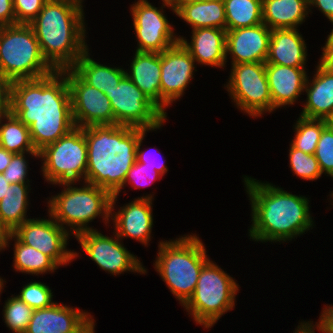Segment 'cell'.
Returning a JSON list of instances; mask_svg holds the SVG:
<instances>
[{
  "label": "cell",
  "mask_w": 333,
  "mask_h": 333,
  "mask_svg": "<svg viewBox=\"0 0 333 333\" xmlns=\"http://www.w3.org/2000/svg\"><path fill=\"white\" fill-rule=\"evenodd\" d=\"M9 111L29 127L36 151L69 133L75 124L67 69L10 83Z\"/></svg>",
  "instance_id": "1"
},
{
  "label": "cell",
  "mask_w": 333,
  "mask_h": 333,
  "mask_svg": "<svg viewBox=\"0 0 333 333\" xmlns=\"http://www.w3.org/2000/svg\"><path fill=\"white\" fill-rule=\"evenodd\" d=\"M243 180L252 210L250 239L286 242L313 227L308 198L246 175Z\"/></svg>",
  "instance_id": "2"
},
{
  "label": "cell",
  "mask_w": 333,
  "mask_h": 333,
  "mask_svg": "<svg viewBox=\"0 0 333 333\" xmlns=\"http://www.w3.org/2000/svg\"><path fill=\"white\" fill-rule=\"evenodd\" d=\"M82 0H48L29 23L55 70L71 68L88 49Z\"/></svg>",
  "instance_id": "3"
},
{
  "label": "cell",
  "mask_w": 333,
  "mask_h": 333,
  "mask_svg": "<svg viewBox=\"0 0 333 333\" xmlns=\"http://www.w3.org/2000/svg\"><path fill=\"white\" fill-rule=\"evenodd\" d=\"M83 131L88 150L85 182L113 195L136 162L137 143L145 129L114 124L83 127Z\"/></svg>",
  "instance_id": "4"
},
{
  "label": "cell",
  "mask_w": 333,
  "mask_h": 333,
  "mask_svg": "<svg viewBox=\"0 0 333 333\" xmlns=\"http://www.w3.org/2000/svg\"><path fill=\"white\" fill-rule=\"evenodd\" d=\"M159 243L154 268L183 306L193 295L200 271L210 258L196 234Z\"/></svg>",
  "instance_id": "5"
},
{
  "label": "cell",
  "mask_w": 333,
  "mask_h": 333,
  "mask_svg": "<svg viewBox=\"0 0 333 333\" xmlns=\"http://www.w3.org/2000/svg\"><path fill=\"white\" fill-rule=\"evenodd\" d=\"M84 183L81 188L75 187L74 183H61L59 186H65L63 191L48 200V213L66 230L69 226L74 236L84 231L97 230L87 225L98 216H103L105 224L110 221L113 195L96 185Z\"/></svg>",
  "instance_id": "6"
},
{
  "label": "cell",
  "mask_w": 333,
  "mask_h": 333,
  "mask_svg": "<svg viewBox=\"0 0 333 333\" xmlns=\"http://www.w3.org/2000/svg\"><path fill=\"white\" fill-rule=\"evenodd\" d=\"M54 71L29 24L0 27V76L6 81L38 79Z\"/></svg>",
  "instance_id": "7"
},
{
  "label": "cell",
  "mask_w": 333,
  "mask_h": 333,
  "mask_svg": "<svg viewBox=\"0 0 333 333\" xmlns=\"http://www.w3.org/2000/svg\"><path fill=\"white\" fill-rule=\"evenodd\" d=\"M238 291L234 278L209 260L200 271L193 295L183 307L197 325L209 329L223 314L233 310Z\"/></svg>",
  "instance_id": "8"
},
{
  "label": "cell",
  "mask_w": 333,
  "mask_h": 333,
  "mask_svg": "<svg viewBox=\"0 0 333 333\" xmlns=\"http://www.w3.org/2000/svg\"><path fill=\"white\" fill-rule=\"evenodd\" d=\"M39 158L44 161L41 171L45 181L53 185L85 182L88 150L83 127H75L45 146L39 151Z\"/></svg>",
  "instance_id": "9"
},
{
  "label": "cell",
  "mask_w": 333,
  "mask_h": 333,
  "mask_svg": "<svg viewBox=\"0 0 333 333\" xmlns=\"http://www.w3.org/2000/svg\"><path fill=\"white\" fill-rule=\"evenodd\" d=\"M227 91L236 106L251 117L272 112V97L262 62L239 63L231 66Z\"/></svg>",
  "instance_id": "10"
},
{
  "label": "cell",
  "mask_w": 333,
  "mask_h": 333,
  "mask_svg": "<svg viewBox=\"0 0 333 333\" xmlns=\"http://www.w3.org/2000/svg\"><path fill=\"white\" fill-rule=\"evenodd\" d=\"M106 95L111 102L114 124L152 131L160 129L167 120V115L126 75Z\"/></svg>",
  "instance_id": "11"
},
{
  "label": "cell",
  "mask_w": 333,
  "mask_h": 333,
  "mask_svg": "<svg viewBox=\"0 0 333 333\" xmlns=\"http://www.w3.org/2000/svg\"><path fill=\"white\" fill-rule=\"evenodd\" d=\"M112 238L97 230H88L75 236L83 251L102 270L119 275L126 271L146 274L147 270L134 254H131L115 234Z\"/></svg>",
  "instance_id": "12"
},
{
  "label": "cell",
  "mask_w": 333,
  "mask_h": 333,
  "mask_svg": "<svg viewBox=\"0 0 333 333\" xmlns=\"http://www.w3.org/2000/svg\"><path fill=\"white\" fill-rule=\"evenodd\" d=\"M50 219L30 218L12 233L24 244L49 256L58 266L71 263L79 257L74 250L66 249L70 235L50 214ZM73 259V260H72Z\"/></svg>",
  "instance_id": "13"
},
{
  "label": "cell",
  "mask_w": 333,
  "mask_h": 333,
  "mask_svg": "<svg viewBox=\"0 0 333 333\" xmlns=\"http://www.w3.org/2000/svg\"><path fill=\"white\" fill-rule=\"evenodd\" d=\"M165 6L158 9L148 0H138L131 5L135 37L138 40L136 51L162 53L179 42L180 37L176 36L175 29L164 14Z\"/></svg>",
  "instance_id": "14"
},
{
  "label": "cell",
  "mask_w": 333,
  "mask_h": 333,
  "mask_svg": "<svg viewBox=\"0 0 333 333\" xmlns=\"http://www.w3.org/2000/svg\"><path fill=\"white\" fill-rule=\"evenodd\" d=\"M67 82L76 127L114 125L111 102L105 93L86 84L71 68H67Z\"/></svg>",
  "instance_id": "15"
},
{
  "label": "cell",
  "mask_w": 333,
  "mask_h": 333,
  "mask_svg": "<svg viewBox=\"0 0 333 333\" xmlns=\"http://www.w3.org/2000/svg\"><path fill=\"white\" fill-rule=\"evenodd\" d=\"M195 60L188 50L178 43L161 53V111L183 96L193 78Z\"/></svg>",
  "instance_id": "16"
},
{
  "label": "cell",
  "mask_w": 333,
  "mask_h": 333,
  "mask_svg": "<svg viewBox=\"0 0 333 333\" xmlns=\"http://www.w3.org/2000/svg\"><path fill=\"white\" fill-rule=\"evenodd\" d=\"M116 201L117 195H113L110 214V219L115 224L113 234H116L121 240L124 237H130L138 240L144 246L148 245L153 227V196L149 194L135 198L130 203L120 207V210L114 214Z\"/></svg>",
  "instance_id": "17"
},
{
  "label": "cell",
  "mask_w": 333,
  "mask_h": 333,
  "mask_svg": "<svg viewBox=\"0 0 333 333\" xmlns=\"http://www.w3.org/2000/svg\"><path fill=\"white\" fill-rule=\"evenodd\" d=\"M271 31L264 23L251 27L226 30V56L231 65L266 62Z\"/></svg>",
  "instance_id": "18"
},
{
  "label": "cell",
  "mask_w": 333,
  "mask_h": 333,
  "mask_svg": "<svg viewBox=\"0 0 333 333\" xmlns=\"http://www.w3.org/2000/svg\"><path fill=\"white\" fill-rule=\"evenodd\" d=\"M92 318L81 309L55 302L50 307L33 310L24 333H77Z\"/></svg>",
  "instance_id": "19"
},
{
  "label": "cell",
  "mask_w": 333,
  "mask_h": 333,
  "mask_svg": "<svg viewBox=\"0 0 333 333\" xmlns=\"http://www.w3.org/2000/svg\"><path fill=\"white\" fill-rule=\"evenodd\" d=\"M266 76L272 97V111L293 105L304 92L307 82L305 68L266 64Z\"/></svg>",
  "instance_id": "20"
},
{
  "label": "cell",
  "mask_w": 333,
  "mask_h": 333,
  "mask_svg": "<svg viewBox=\"0 0 333 333\" xmlns=\"http://www.w3.org/2000/svg\"><path fill=\"white\" fill-rule=\"evenodd\" d=\"M191 42L180 37L181 44L188 50L198 64L218 68L225 67L226 56V30L206 27L192 30Z\"/></svg>",
  "instance_id": "21"
},
{
  "label": "cell",
  "mask_w": 333,
  "mask_h": 333,
  "mask_svg": "<svg viewBox=\"0 0 333 333\" xmlns=\"http://www.w3.org/2000/svg\"><path fill=\"white\" fill-rule=\"evenodd\" d=\"M307 47L298 29H273L265 64L306 68Z\"/></svg>",
  "instance_id": "22"
},
{
  "label": "cell",
  "mask_w": 333,
  "mask_h": 333,
  "mask_svg": "<svg viewBox=\"0 0 333 333\" xmlns=\"http://www.w3.org/2000/svg\"><path fill=\"white\" fill-rule=\"evenodd\" d=\"M126 76L161 110V53L135 51Z\"/></svg>",
  "instance_id": "23"
},
{
  "label": "cell",
  "mask_w": 333,
  "mask_h": 333,
  "mask_svg": "<svg viewBox=\"0 0 333 333\" xmlns=\"http://www.w3.org/2000/svg\"><path fill=\"white\" fill-rule=\"evenodd\" d=\"M316 68L312 81L307 78L304 89L307 100L300 116L326 120L333 114V72L320 64Z\"/></svg>",
  "instance_id": "24"
},
{
  "label": "cell",
  "mask_w": 333,
  "mask_h": 333,
  "mask_svg": "<svg viewBox=\"0 0 333 333\" xmlns=\"http://www.w3.org/2000/svg\"><path fill=\"white\" fill-rule=\"evenodd\" d=\"M309 12V0H262L263 23L270 30L297 29Z\"/></svg>",
  "instance_id": "25"
},
{
  "label": "cell",
  "mask_w": 333,
  "mask_h": 333,
  "mask_svg": "<svg viewBox=\"0 0 333 333\" xmlns=\"http://www.w3.org/2000/svg\"><path fill=\"white\" fill-rule=\"evenodd\" d=\"M176 15L193 29L220 28L226 30V13L223 1L184 0L176 9Z\"/></svg>",
  "instance_id": "26"
},
{
  "label": "cell",
  "mask_w": 333,
  "mask_h": 333,
  "mask_svg": "<svg viewBox=\"0 0 333 333\" xmlns=\"http://www.w3.org/2000/svg\"><path fill=\"white\" fill-rule=\"evenodd\" d=\"M29 183L11 184L0 200V236L13 232L27 218Z\"/></svg>",
  "instance_id": "27"
},
{
  "label": "cell",
  "mask_w": 333,
  "mask_h": 333,
  "mask_svg": "<svg viewBox=\"0 0 333 333\" xmlns=\"http://www.w3.org/2000/svg\"><path fill=\"white\" fill-rule=\"evenodd\" d=\"M14 243V269L26 274L52 273L58 269V265L46 254L22 243L12 232L0 236V251L9 247L10 240Z\"/></svg>",
  "instance_id": "28"
},
{
  "label": "cell",
  "mask_w": 333,
  "mask_h": 333,
  "mask_svg": "<svg viewBox=\"0 0 333 333\" xmlns=\"http://www.w3.org/2000/svg\"><path fill=\"white\" fill-rule=\"evenodd\" d=\"M89 48L71 67V69L88 85L106 94L112 91L126 75L119 67H109L94 61L89 56Z\"/></svg>",
  "instance_id": "29"
},
{
  "label": "cell",
  "mask_w": 333,
  "mask_h": 333,
  "mask_svg": "<svg viewBox=\"0 0 333 333\" xmlns=\"http://www.w3.org/2000/svg\"><path fill=\"white\" fill-rule=\"evenodd\" d=\"M0 146L14 154L26 153L39 158V152L31 141L29 127L10 111L0 116Z\"/></svg>",
  "instance_id": "30"
},
{
  "label": "cell",
  "mask_w": 333,
  "mask_h": 333,
  "mask_svg": "<svg viewBox=\"0 0 333 333\" xmlns=\"http://www.w3.org/2000/svg\"><path fill=\"white\" fill-rule=\"evenodd\" d=\"M226 30L251 27L263 23L262 0H223Z\"/></svg>",
  "instance_id": "31"
},
{
  "label": "cell",
  "mask_w": 333,
  "mask_h": 333,
  "mask_svg": "<svg viewBox=\"0 0 333 333\" xmlns=\"http://www.w3.org/2000/svg\"><path fill=\"white\" fill-rule=\"evenodd\" d=\"M326 126L325 119H309L300 116L295 124L296 134L290 145L306 154H315L320 135Z\"/></svg>",
  "instance_id": "32"
},
{
  "label": "cell",
  "mask_w": 333,
  "mask_h": 333,
  "mask_svg": "<svg viewBox=\"0 0 333 333\" xmlns=\"http://www.w3.org/2000/svg\"><path fill=\"white\" fill-rule=\"evenodd\" d=\"M33 309L17 296H11L3 307L4 323L13 333H24L29 325Z\"/></svg>",
  "instance_id": "33"
},
{
  "label": "cell",
  "mask_w": 333,
  "mask_h": 333,
  "mask_svg": "<svg viewBox=\"0 0 333 333\" xmlns=\"http://www.w3.org/2000/svg\"><path fill=\"white\" fill-rule=\"evenodd\" d=\"M289 160L291 170L301 179L314 181L323 174L314 154H306L292 145L289 150Z\"/></svg>",
  "instance_id": "34"
},
{
  "label": "cell",
  "mask_w": 333,
  "mask_h": 333,
  "mask_svg": "<svg viewBox=\"0 0 333 333\" xmlns=\"http://www.w3.org/2000/svg\"><path fill=\"white\" fill-rule=\"evenodd\" d=\"M52 290L45 283L30 282L26 284L17 295L33 310L50 307L53 303Z\"/></svg>",
  "instance_id": "35"
},
{
  "label": "cell",
  "mask_w": 333,
  "mask_h": 333,
  "mask_svg": "<svg viewBox=\"0 0 333 333\" xmlns=\"http://www.w3.org/2000/svg\"><path fill=\"white\" fill-rule=\"evenodd\" d=\"M161 178L162 176L154 168H150L146 166V164L136 160L127 172L123 185L113 195L118 196L121 190L125 187V184L132 183L131 185L134 189H139L147 185L150 186L155 180H160Z\"/></svg>",
  "instance_id": "36"
},
{
  "label": "cell",
  "mask_w": 333,
  "mask_h": 333,
  "mask_svg": "<svg viewBox=\"0 0 333 333\" xmlns=\"http://www.w3.org/2000/svg\"><path fill=\"white\" fill-rule=\"evenodd\" d=\"M314 155L322 173L328 174L333 178V131L328 126L323 129L320 135ZM331 193L330 195L333 199V192Z\"/></svg>",
  "instance_id": "37"
},
{
  "label": "cell",
  "mask_w": 333,
  "mask_h": 333,
  "mask_svg": "<svg viewBox=\"0 0 333 333\" xmlns=\"http://www.w3.org/2000/svg\"><path fill=\"white\" fill-rule=\"evenodd\" d=\"M48 0H13L16 24H29Z\"/></svg>",
  "instance_id": "38"
},
{
  "label": "cell",
  "mask_w": 333,
  "mask_h": 333,
  "mask_svg": "<svg viewBox=\"0 0 333 333\" xmlns=\"http://www.w3.org/2000/svg\"><path fill=\"white\" fill-rule=\"evenodd\" d=\"M28 160L25 158V153H15L12 155L11 162L3 172L4 178L10 184L14 183H29L26 177L28 174Z\"/></svg>",
  "instance_id": "39"
},
{
  "label": "cell",
  "mask_w": 333,
  "mask_h": 333,
  "mask_svg": "<svg viewBox=\"0 0 333 333\" xmlns=\"http://www.w3.org/2000/svg\"><path fill=\"white\" fill-rule=\"evenodd\" d=\"M146 132H148V130H145L140 136H139V141L137 143V152H136V160L140 163H144L146 164V166L150 167V168H154L161 176H163L167 171L168 168L167 166H165L164 161L160 160L158 161L159 163H157L155 161V158L153 156L154 159H152L150 157L151 153L149 150V153L147 151H142L141 150V143L143 142L142 140H144L145 138V134ZM150 154V155H149Z\"/></svg>",
  "instance_id": "40"
},
{
  "label": "cell",
  "mask_w": 333,
  "mask_h": 333,
  "mask_svg": "<svg viewBox=\"0 0 333 333\" xmlns=\"http://www.w3.org/2000/svg\"><path fill=\"white\" fill-rule=\"evenodd\" d=\"M16 24L13 0H0V27Z\"/></svg>",
  "instance_id": "41"
},
{
  "label": "cell",
  "mask_w": 333,
  "mask_h": 333,
  "mask_svg": "<svg viewBox=\"0 0 333 333\" xmlns=\"http://www.w3.org/2000/svg\"><path fill=\"white\" fill-rule=\"evenodd\" d=\"M315 328L322 333H333V305H325Z\"/></svg>",
  "instance_id": "42"
},
{
  "label": "cell",
  "mask_w": 333,
  "mask_h": 333,
  "mask_svg": "<svg viewBox=\"0 0 333 333\" xmlns=\"http://www.w3.org/2000/svg\"><path fill=\"white\" fill-rule=\"evenodd\" d=\"M10 83L0 76V116L9 112Z\"/></svg>",
  "instance_id": "43"
},
{
  "label": "cell",
  "mask_w": 333,
  "mask_h": 333,
  "mask_svg": "<svg viewBox=\"0 0 333 333\" xmlns=\"http://www.w3.org/2000/svg\"><path fill=\"white\" fill-rule=\"evenodd\" d=\"M322 51V57L318 63L328 71L333 72V41L327 40Z\"/></svg>",
  "instance_id": "44"
},
{
  "label": "cell",
  "mask_w": 333,
  "mask_h": 333,
  "mask_svg": "<svg viewBox=\"0 0 333 333\" xmlns=\"http://www.w3.org/2000/svg\"><path fill=\"white\" fill-rule=\"evenodd\" d=\"M318 7L329 21L333 18V0H309V7Z\"/></svg>",
  "instance_id": "45"
},
{
  "label": "cell",
  "mask_w": 333,
  "mask_h": 333,
  "mask_svg": "<svg viewBox=\"0 0 333 333\" xmlns=\"http://www.w3.org/2000/svg\"><path fill=\"white\" fill-rule=\"evenodd\" d=\"M14 153L7 151L0 146V173H3L11 162Z\"/></svg>",
  "instance_id": "46"
},
{
  "label": "cell",
  "mask_w": 333,
  "mask_h": 333,
  "mask_svg": "<svg viewBox=\"0 0 333 333\" xmlns=\"http://www.w3.org/2000/svg\"><path fill=\"white\" fill-rule=\"evenodd\" d=\"M298 328L295 329L293 333H315V325L313 324V321L311 322H301L299 323Z\"/></svg>",
  "instance_id": "47"
},
{
  "label": "cell",
  "mask_w": 333,
  "mask_h": 333,
  "mask_svg": "<svg viewBox=\"0 0 333 333\" xmlns=\"http://www.w3.org/2000/svg\"><path fill=\"white\" fill-rule=\"evenodd\" d=\"M11 184L5 180L3 173H0V200L3 199L8 187Z\"/></svg>",
  "instance_id": "48"
},
{
  "label": "cell",
  "mask_w": 333,
  "mask_h": 333,
  "mask_svg": "<svg viewBox=\"0 0 333 333\" xmlns=\"http://www.w3.org/2000/svg\"><path fill=\"white\" fill-rule=\"evenodd\" d=\"M184 0H162V4L166 5V7H170L174 13H176L175 9L183 2Z\"/></svg>",
  "instance_id": "49"
},
{
  "label": "cell",
  "mask_w": 333,
  "mask_h": 333,
  "mask_svg": "<svg viewBox=\"0 0 333 333\" xmlns=\"http://www.w3.org/2000/svg\"><path fill=\"white\" fill-rule=\"evenodd\" d=\"M95 320L91 319L79 332L77 333H95Z\"/></svg>",
  "instance_id": "50"
},
{
  "label": "cell",
  "mask_w": 333,
  "mask_h": 333,
  "mask_svg": "<svg viewBox=\"0 0 333 333\" xmlns=\"http://www.w3.org/2000/svg\"><path fill=\"white\" fill-rule=\"evenodd\" d=\"M327 126L333 131V114L326 119Z\"/></svg>",
  "instance_id": "51"
},
{
  "label": "cell",
  "mask_w": 333,
  "mask_h": 333,
  "mask_svg": "<svg viewBox=\"0 0 333 333\" xmlns=\"http://www.w3.org/2000/svg\"><path fill=\"white\" fill-rule=\"evenodd\" d=\"M330 22L333 25V18L330 20ZM327 40H332L333 41V28H332L330 34L327 36Z\"/></svg>",
  "instance_id": "52"
},
{
  "label": "cell",
  "mask_w": 333,
  "mask_h": 333,
  "mask_svg": "<svg viewBox=\"0 0 333 333\" xmlns=\"http://www.w3.org/2000/svg\"><path fill=\"white\" fill-rule=\"evenodd\" d=\"M4 287V281L3 279L0 277V294L2 293V289Z\"/></svg>",
  "instance_id": "53"
},
{
  "label": "cell",
  "mask_w": 333,
  "mask_h": 333,
  "mask_svg": "<svg viewBox=\"0 0 333 333\" xmlns=\"http://www.w3.org/2000/svg\"><path fill=\"white\" fill-rule=\"evenodd\" d=\"M190 1L201 2V1H223V0H190Z\"/></svg>",
  "instance_id": "54"
}]
</instances>
